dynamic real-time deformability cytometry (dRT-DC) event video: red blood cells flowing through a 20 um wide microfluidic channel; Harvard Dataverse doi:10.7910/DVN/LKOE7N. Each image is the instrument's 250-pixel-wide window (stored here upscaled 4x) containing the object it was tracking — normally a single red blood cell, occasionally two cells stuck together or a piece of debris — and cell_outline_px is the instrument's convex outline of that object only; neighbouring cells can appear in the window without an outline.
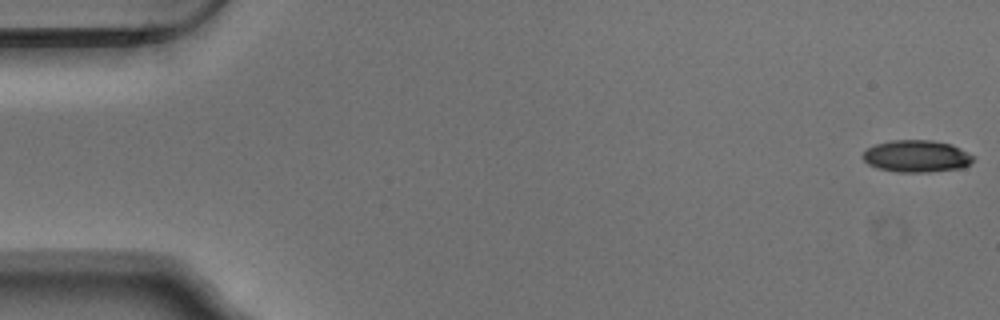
{"species": "Egyptian fruit bat (a non-hibernating species)", "species_latin": "Rousettus aegyptiacus", "temperature_condition": "warm", "stored_images_in_passage": 54, "camera_frame_rate_fps": 3000, "um_per_image_px": 0.085, "animal": {"sex": "male"}, "frame": {"image": 1, "passage_image": 1, "time_ms": 0.0, "image_size_px": [1000, 320], "cell_outline_px": [[976, 156], [964, 168], [928, 172], [896, 172], [880, 168], [868, 164], [860, 156], [868, 148], [876, 144], [892, 140], [932, 140], [952, 144]], "centroid_in_image_um": [77.93, 13.27], "position_along_channel_um": 7.1, "area_um2": 20.69}}
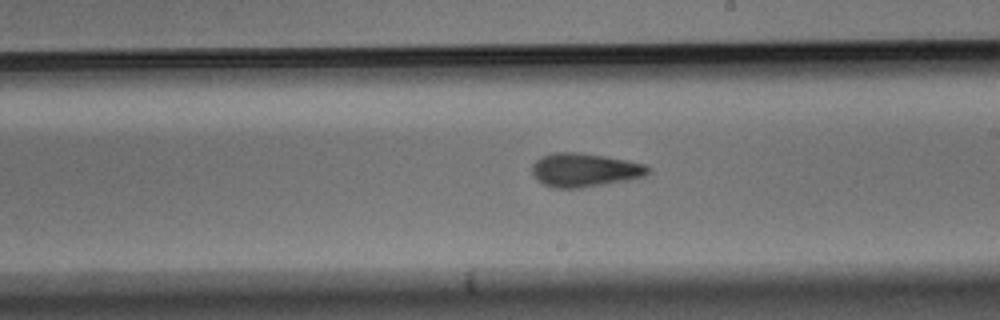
{"frame": {"image": 2, "passage_image": 31, "time_ms": 10.0, "image_size_px": [1000, 320], "cell_outline_px": [[652, 168], [644, 176], [628, 180], [580, 188], [552, 188], [544, 184], [532, 172], [532, 164], [540, 156], [552, 152], [580, 152], [628, 160], [644, 164]], "centroid_in_image_um": [49.69, 14.44], "position_along_channel_um": 239.3, "area_um2": 22.77}}
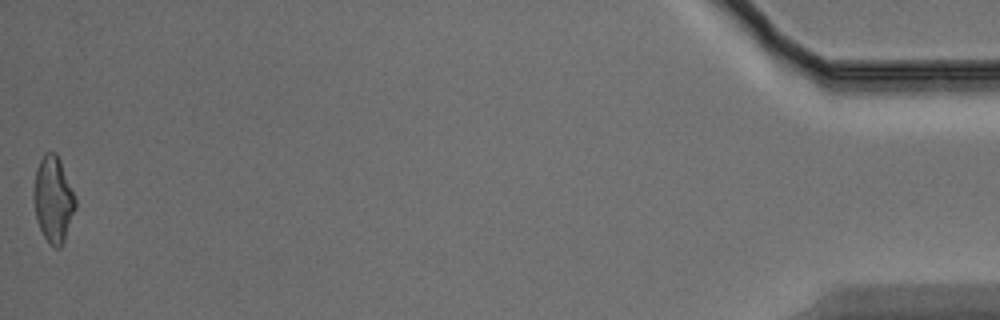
{"frame": {"image": 3, "passage_image": 54, "time_ms": 17.667, "image_size_px": [1000, 320], "cell_outline_px": [[76, 208], [64, 240], [60, 248], [52, 248], [48, 244], [36, 220], [32, 196], [36, 168], [44, 152], [56, 152], [60, 160], [76, 196]], "centroid_in_image_um": [4.52, 16.95], "position_along_channel_um": 430.7, "area_um2": 21.27}, "authors_computed_cell_mechanics": {"area_um2": 21.4438, "velocity_mm_per_s": 3.7594, "shape_relaxation_time_tau1_ms": 6.371, "shape_relaxation_time_tau2_ms": 3.4666, "deformation_change_tau1": 0.1806, "deformation_change_tau2": 0.1161}}